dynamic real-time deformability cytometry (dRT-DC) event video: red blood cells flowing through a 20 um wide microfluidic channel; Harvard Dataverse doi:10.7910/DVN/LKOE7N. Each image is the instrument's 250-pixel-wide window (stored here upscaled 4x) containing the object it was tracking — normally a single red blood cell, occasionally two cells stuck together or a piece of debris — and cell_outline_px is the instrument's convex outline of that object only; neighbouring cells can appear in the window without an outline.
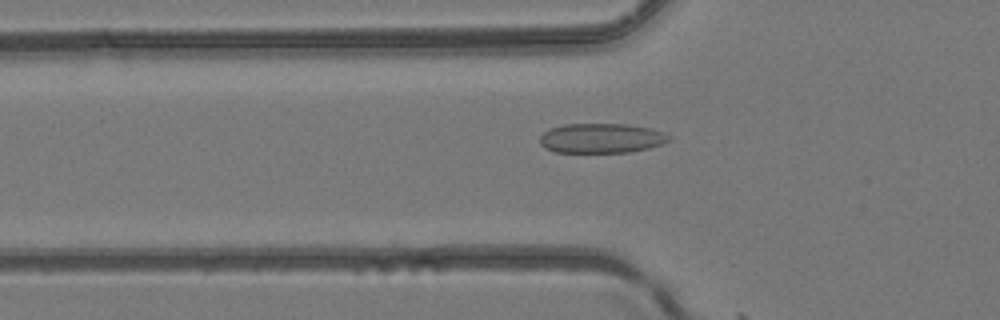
{"species": "common noctule bat (a hibernating species)", "species_latin": "Nyctalus noctula", "temperature_condition": "room temperature", "stored_images_in_passage": 18, "camera_frame_rate_fps": 3000, "um_per_image_px": 0.085, "animal": {"sex": "female", "body_mass_g": 24.6, "forearm_length_mm": 56.2}, "frame": {"image": 1, "passage_image": 17, "time_ms": 5.333, "image_size_px": [1000, 320], "cell_outline_px": [[672, 140], [648, 148], [628, 152], [556, 152], [544, 148], [540, 144], [540, 136], [548, 128], [564, 124], [628, 124], [652, 128], [664, 132], [672, 136]], "centroid_in_image_um": [51.12, 11.74], "position_along_channel_um": 74.7, "area_um2": 22.54}}